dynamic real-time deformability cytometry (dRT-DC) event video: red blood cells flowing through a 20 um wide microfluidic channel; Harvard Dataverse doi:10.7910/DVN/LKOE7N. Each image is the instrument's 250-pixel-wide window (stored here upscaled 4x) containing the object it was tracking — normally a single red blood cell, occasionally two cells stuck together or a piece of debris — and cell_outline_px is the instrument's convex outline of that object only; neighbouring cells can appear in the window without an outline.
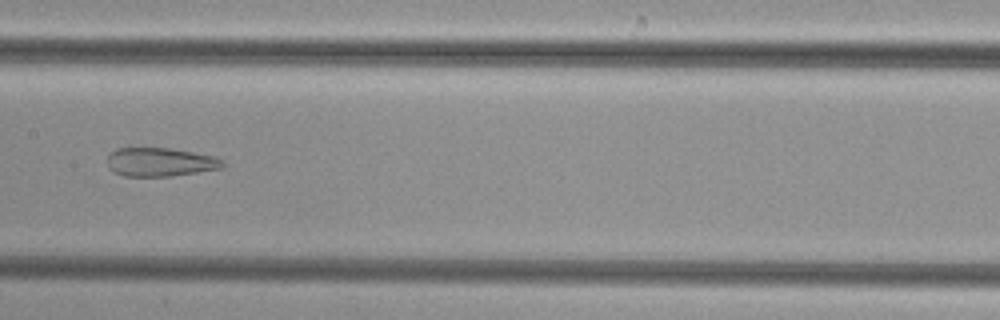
{"species": "common noctule bat (a hibernating species)", "species_latin": "Nyctalus noctula", "temperature_condition": "cold", "stored_images_in_passage": 36, "camera_frame_rate_fps": 3000, "um_per_image_px": 0.085, "animal": {"sex": "female", "body_mass_g": 29.2, "forearm_length_mm": 56.3}, "frame": {"image": 1, "passage_image": 16, "time_ms": 5.0, "image_size_px": [1000, 320], "cell_outline_px": [[224, 168], [172, 176], [124, 176], [112, 172], [108, 168], [108, 156], [116, 148], [168, 148], [216, 156], [224, 160]], "centroid_in_image_um": [13.64, 13.78], "position_along_channel_um": 193.8, "area_um2": 19.42}}
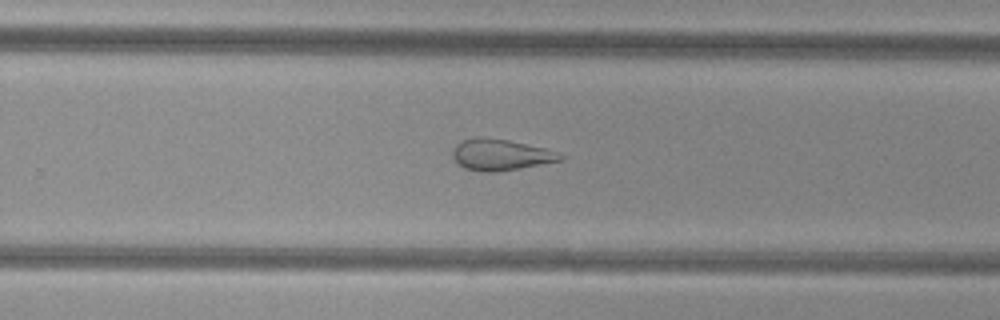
{"frame": {"image": 2, "passage_image": 23, "time_ms": 7.333, "image_size_px": [1000, 320], "cell_outline_px": [[568, 156], [564, 160], [520, 168], [496, 172], [480, 172], [464, 168], [452, 156], [452, 148], [456, 144], [464, 140], [480, 136], [484, 136], [508, 140], [544, 148]], "centroid_in_image_um": [42.57, 13.15], "position_along_channel_um": 287.2, "area_um2": 19.71}}
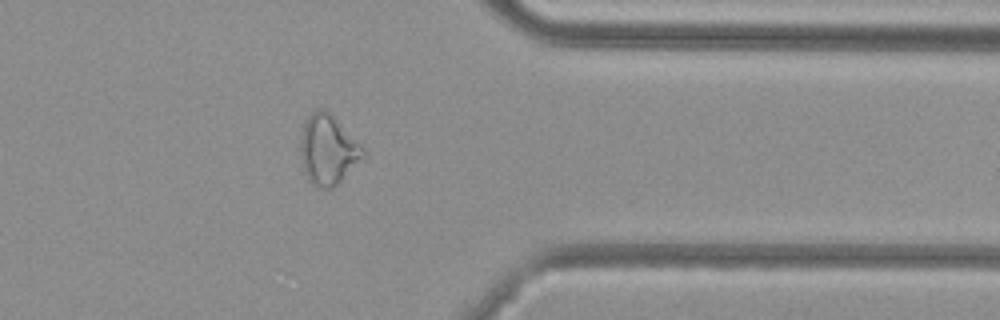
{"frame": {"image": 3, "passage_image": 31, "time_ms": 10.0, "image_size_px": [1000, 320], "cell_outline_px": [[364, 156], [332, 188], [316, 188], [308, 180], [304, 172], [300, 152], [300, 144], [304, 120], [316, 108], [324, 108], [364, 148]], "centroid_in_image_um": [27.82, 12.73], "position_along_channel_um": 383.6, "area_um2": 24.97}}